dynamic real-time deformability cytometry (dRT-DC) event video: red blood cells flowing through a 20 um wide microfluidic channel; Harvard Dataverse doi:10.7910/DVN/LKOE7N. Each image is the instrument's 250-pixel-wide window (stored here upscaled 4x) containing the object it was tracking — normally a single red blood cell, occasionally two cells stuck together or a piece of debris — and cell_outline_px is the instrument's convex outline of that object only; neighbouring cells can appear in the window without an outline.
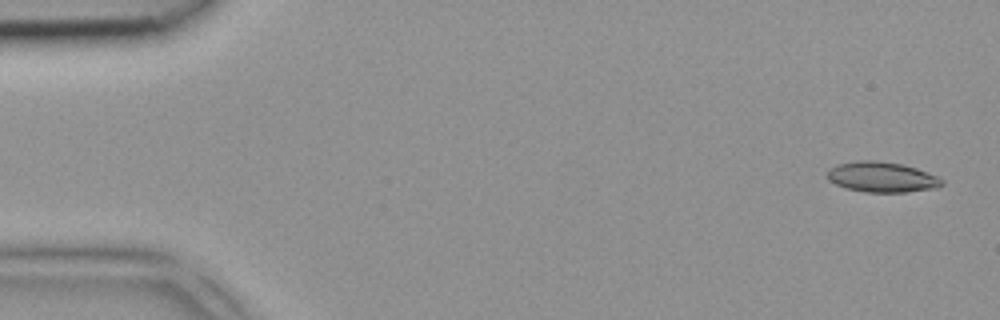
{"species": "common noctule bat (a hibernating species)", "species_latin": "Nyctalus noctula", "temperature_condition": "room temperature", "stored_images_in_passage": 4, "camera_frame_rate_fps": 3000, "um_per_image_px": 0.085, "animal": {"sex": "female", "body_mass_g": 18.4}, "frame": {"image": 1, "passage_image": 1, "time_ms": 0.0, "image_size_px": [1000, 320], "cell_outline_px": [[944, 184], [936, 188], [904, 192], [864, 192], [844, 188], [828, 180], [828, 172], [836, 164], [856, 160], [872, 160], [900, 164], [916, 168], [936, 176], [944, 180]], "centroid_in_image_um": [74.94, 15.05], "position_along_channel_um": 10.1, "area_um2": 20.17}}
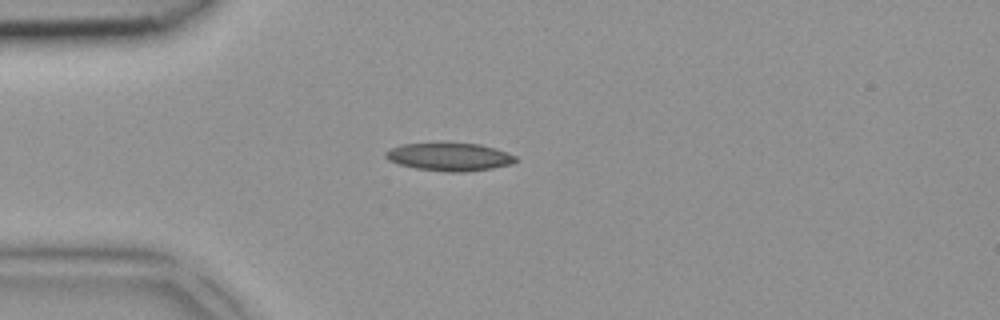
{"frame": {"image": 2, "passage_image": 4, "time_ms": 1.0, "image_size_px": [1000, 320], "cell_outline_px": [[516, 160], [512, 164], [492, 168], [464, 172], [448, 172], [416, 168], [400, 164], [388, 160], [384, 156], [384, 152], [388, 148], [400, 144], [480, 144], [496, 148], [516, 156]], "centroid_in_image_um": [38.18, 13.34], "position_along_channel_um": 46.8, "area_um2": 20.98}}